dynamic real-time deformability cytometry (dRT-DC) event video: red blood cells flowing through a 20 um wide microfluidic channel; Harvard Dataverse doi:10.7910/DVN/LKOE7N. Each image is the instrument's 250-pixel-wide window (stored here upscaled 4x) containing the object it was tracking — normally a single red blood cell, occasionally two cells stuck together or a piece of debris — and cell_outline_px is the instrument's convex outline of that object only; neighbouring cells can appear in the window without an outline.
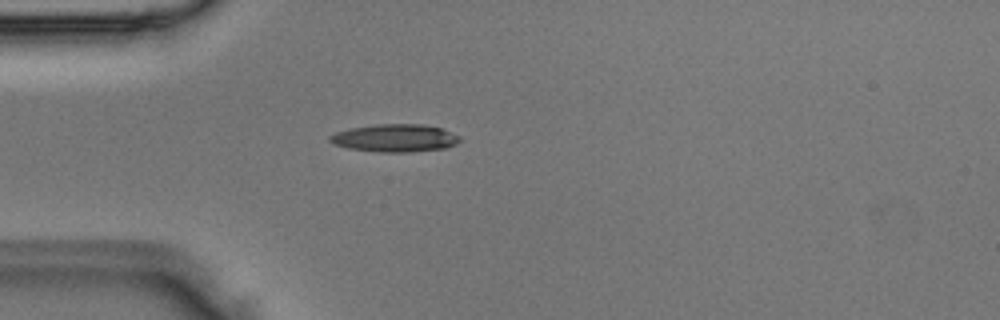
{"species": "Egyptian fruit bat (a non-hibernating species)", "species_latin": "Rousettus aegyptiacus", "temperature_condition": "room temperature", "stored_images_in_passage": 1, "camera_frame_rate_fps": 3000, "um_per_image_px": 0.085, "animal": {"sex": "male"}, "frame": {"image": 1, "passage_image": 1, "time_ms": 0.0, "image_size_px": [1000, 320], "cell_outline_px": [[460, 140], [456, 144], [444, 148], [408, 152], [380, 152], [348, 148], [332, 144], [328, 140], [328, 136], [336, 132], [348, 128], [376, 124], [420, 124], [440, 128], [460, 136]], "centroid_in_image_um": [33.51, 11.73], "position_along_channel_um": 51.5, "area_um2": 20.98}}